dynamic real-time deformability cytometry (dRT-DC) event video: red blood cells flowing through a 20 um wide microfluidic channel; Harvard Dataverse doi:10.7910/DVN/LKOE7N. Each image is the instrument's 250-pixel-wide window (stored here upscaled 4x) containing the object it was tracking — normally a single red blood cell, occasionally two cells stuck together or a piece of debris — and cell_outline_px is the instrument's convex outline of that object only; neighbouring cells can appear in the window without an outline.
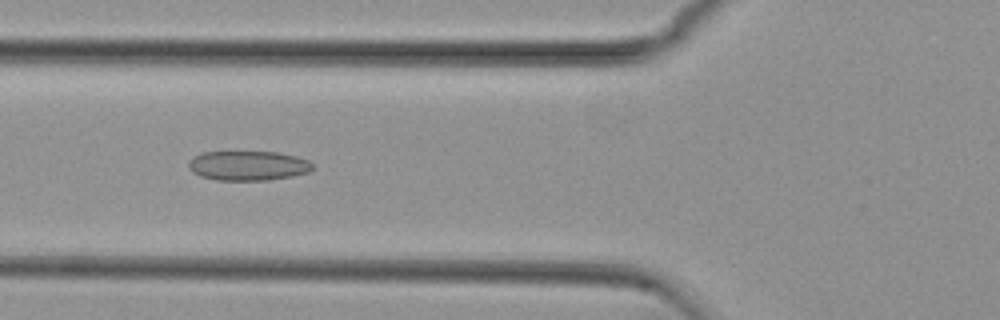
{"species": "common noctule bat (a hibernating species)", "species_latin": "Nyctalus noctula", "temperature_condition": "cold", "stored_images_in_passage": 35, "camera_frame_rate_fps": 3000, "um_per_image_px": 0.085, "animal": {"sex": "female", "body_mass_g": 29.2, "forearm_length_mm": 56.3}, "frame": {"image": 1, "passage_image": 12, "time_ms": 3.667, "image_size_px": [1000, 320], "cell_outline_px": [[312, 168], [308, 172], [292, 176], [268, 180], [216, 180], [200, 176], [192, 172], [188, 168], [188, 160], [204, 152], [280, 152], [296, 156], [308, 160], [312, 164]], "centroid_in_image_um": [21.07, 14.08], "position_along_channel_um": 104.7, "area_um2": 21.39}}
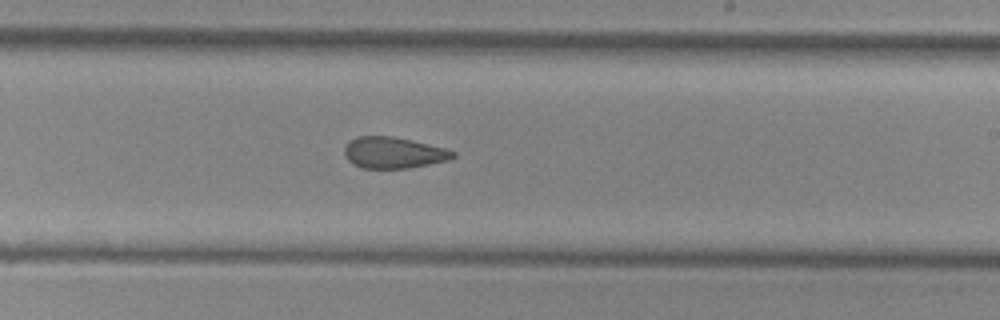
{"frame": {"image": 2, "passage_image": 24, "time_ms": 7.667, "image_size_px": [1000, 320], "cell_outline_px": [[456, 156], [448, 160], [408, 168], [364, 168], [352, 164], [348, 160], [344, 152], [344, 148], [356, 136], [392, 136], [412, 140], [444, 148], [456, 152]], "centroid_in_image_um": [33.45, 12.98], "position_along_channel_um": 255.6, "area_um2": 19.59}}
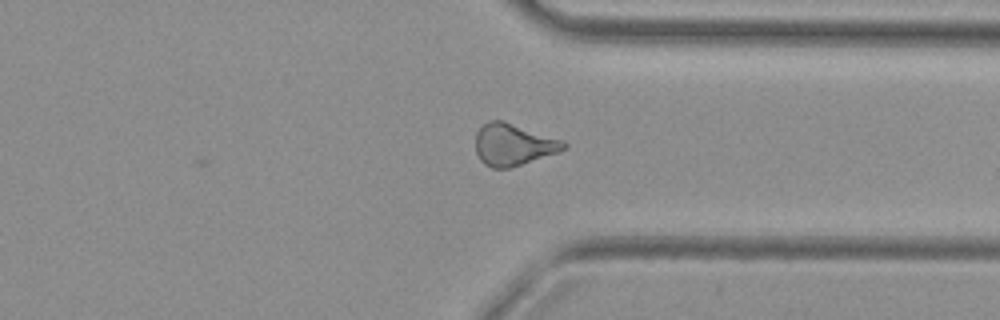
{"frame": {"image": 3, "passage_image": 33, "time_ms": 10.667, "image_size_px": [1000, 320], "cell_outline_px": [[568, 148], [508, 168], [492, 168], [484, 164], [480, 160], [476, 152], [476, 132], [488, 120], [504, 120], [564, 140], [568, 144]], "centroid_in_image_um": [43.63, 12.26], "position_along_channel_um": 367.8, "area_um2": 21.44}, "authors_computed_cell_mechanics": {"area_um2": 20.7502, "velocity_mm_per_s": 3.765, "shape_relaxation_time_tau1_ms": null, "shape_relaxation_time_tau2_ms": 2.9694, "deformation_change_tau1": null, "deformation_change_tau2": 0.1028}}